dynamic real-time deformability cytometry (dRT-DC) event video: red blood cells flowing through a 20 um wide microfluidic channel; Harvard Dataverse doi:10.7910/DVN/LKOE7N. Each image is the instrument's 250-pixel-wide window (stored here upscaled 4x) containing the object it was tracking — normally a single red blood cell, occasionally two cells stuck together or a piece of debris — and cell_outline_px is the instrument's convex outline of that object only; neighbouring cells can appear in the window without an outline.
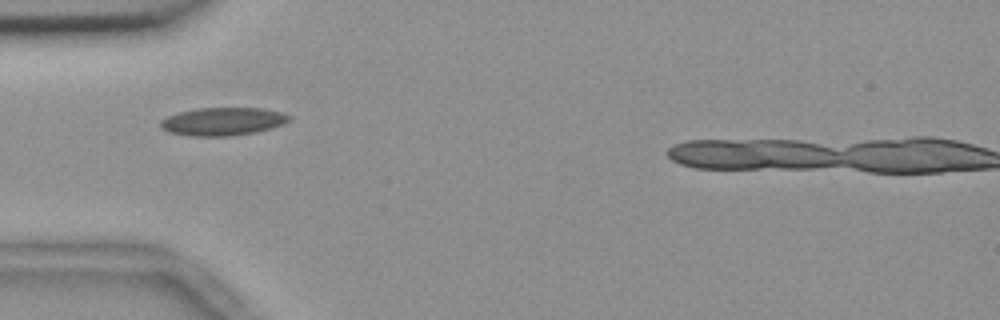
{"species": "common noctule bat (a hibernating species)", "species_latin": "Nyctalus noctula", "temperature_condition": "room temperature", "stored_images_in_passage": 35, "camera_frame_rate_fps": 3000, "um_per_image_px": 0.085, "animal": {"sex": "female", "body_mass_g": 18.4}, "frame": {"image": 1, "passage_image": 1, "time_ms": 0.0, "image_size_px": [1000, 320], "cell_outline_px": [[292, 116], [288, 120], [272, 128], [256, 132], [232, 136], [192, 136], [168, 132], [160, 128], [160, 120], [168, 116], [180, 112], [196, 108], [264, 108], [280, 112]], "centroid_in_image_um": [18.91, 10.32], "position_along_channel_um": 66.1, "area_um2": 20.98}}
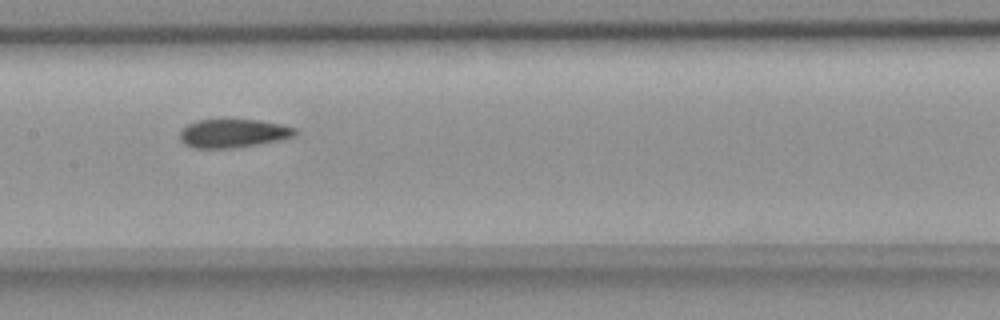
{"frame": {"image": 2, "passage_image": 11, "time_ms": 3.333, "image_size_px": [1000, 320], "cell_outline_px": [[296, 136], [280, 140], [232, 148], [192, 148], [184, 144], [180, 140], [180, 132], [188, 124], [196, 120], [260, 120], [284, 124], [296, 128]], "centroid_in_image_um": [19.84, 11.33], "position_along_channel_um": 187.6, "area_um2": 19.19}}
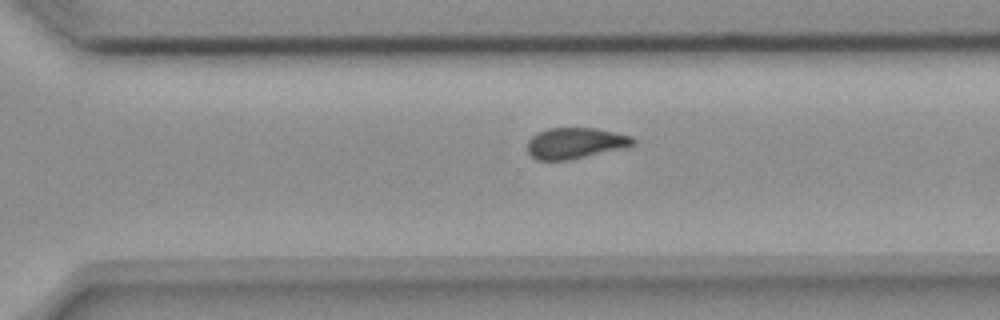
{"frame": {"image": 3, "passage_image": 22, "time_ms": 7.0, "image_size_px": [1000, 320], "cell_outline_px": [[636, 144], [620, 148], [568, 160], [536, 160], [528, 152], [528, 140], [536, 132], [548, 128], [596, 128], [632, 136], [636, 140]], "centroid_in_image_um": [48.87, 12.15], "position_along_channel_um": 321.7, "area_um2": 18.9}, "authors_computed_cell_mechanics": {"area_um2": 19.652, "velocity_mm_per_s": 3.665, "shape_relaxation_time_tau1_ms": null, "shape_relaxation_time_tau2_ms": 2.4431, "deformation_change_tau1": null, "deformation_change_tau2": 0.0715}}